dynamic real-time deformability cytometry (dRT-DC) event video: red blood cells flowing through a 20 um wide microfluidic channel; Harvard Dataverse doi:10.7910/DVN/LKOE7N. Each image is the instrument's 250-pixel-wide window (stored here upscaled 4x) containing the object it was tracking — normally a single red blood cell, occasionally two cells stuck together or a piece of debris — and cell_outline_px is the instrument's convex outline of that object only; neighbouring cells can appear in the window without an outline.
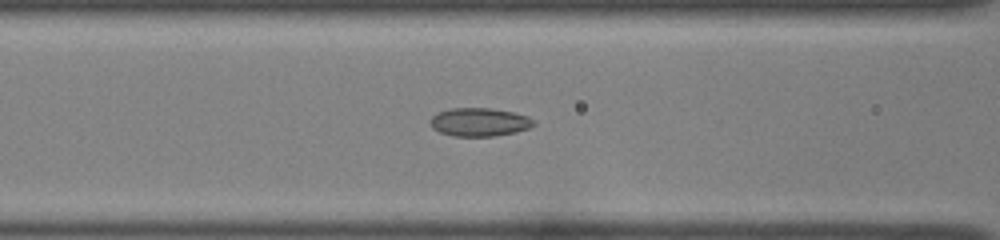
{"species": "common noctule bat (a hibernating species)", "species_latin": "Nyctalus noctula", "temperature_condition": "room temperature", "stored_images_in_passage": 36, "camera_frame_rate_fps": 3000, "um_per_image_px": 0.085, "animal": {"sex": "female", "body_mass_g": 22.0, "forearm_length_mm": 56.7}, "frame": {"image": 1, "passage_image": 14, "time_ms": 4.333, "image_size_px": [1000, 240], "cell_outline_px": [[536, 124], [528, 128], [516, 132], [496, 136], [452, 136], [440, 132], [432, 128], [432, 116], [436, 112], [452, 108], [492, 108], [512, 112], [528, 116], [536, 120]], "centroid_in_image_um": [40.78, 10.37], "position_along_channel_um": 125.8, "area_um2": 17.17}}
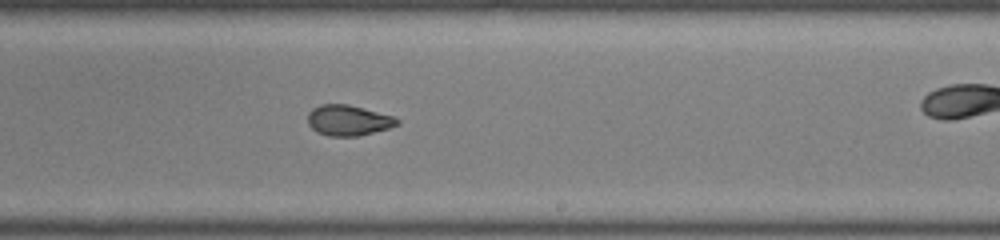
{"frame": {"image": 2, "passage_image": 24, "time_ms": 7.667, "image_size_px": [1000, 240], "cell_outline_px": [[400, 124], [388, 128], [356, 136], [328, 136], [316, 132], [308, 124], [308, 112], [312, 108], [320, 104], [348, 104], [392, 116], [400, 120]], "centroid_in_image_um": [29.57, 10.22], "position_along_channel_um": 259.4, "area_um2": 15.84}}
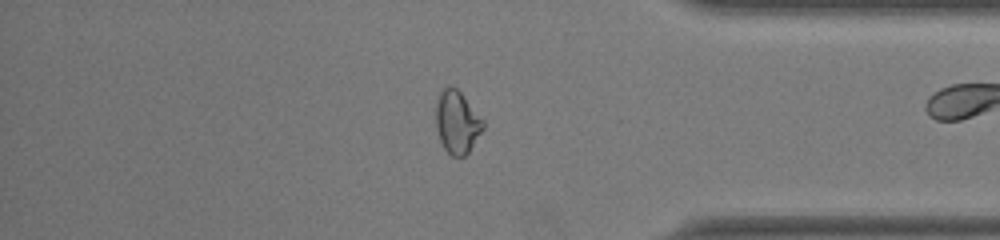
{"frame": {"image": 3, "passage_image": 35, "time_ms": 11.333, "image_size_px": [1000, 240], "cell_outline_px": [[484, 128], [468, 152], [464, 156], [452, 156], [444, 148], [440, 140], [436, 128], [436, 104], [440, 92], [444, 88], [452, 84], [460, 92], [484, 120]], "centroid_in_image_um": [38.85, 10.37], "position_along_channel_um": 396.4, "area_um2": 17.11}}